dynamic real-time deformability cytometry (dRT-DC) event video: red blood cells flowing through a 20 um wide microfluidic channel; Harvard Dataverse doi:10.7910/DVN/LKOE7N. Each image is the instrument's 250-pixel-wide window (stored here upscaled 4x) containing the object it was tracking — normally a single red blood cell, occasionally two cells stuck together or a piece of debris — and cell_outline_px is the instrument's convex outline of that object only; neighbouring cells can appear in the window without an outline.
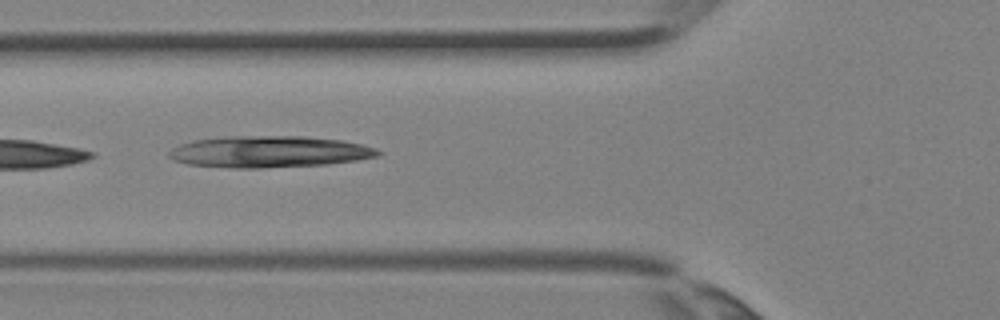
{"species": "Egyptian fruit bat (a non-hibernating species)", "species_latin": "Rousettus aegyptiacus", "temperature_condition": "room temperature", "stored_images_in_passage": 4, "segment_of_instrument_passage": [2, 2], "camera_frame_rate_fps": 3000, "um_per_image_px": 0.085, "animal": {"sex": "female"}, "frame": {"image": 1, "passage_image": 4, "time_ms": 1.0, "image_size_px": [1000, 320], "cell_outline_px": [[384, 152], [376, 156], [356, 160], [324, 164], [260, 168], [232, 168], [188, 164], [172, 160], [168, 156], [168, 152], [172, 148], [180, 144], [196, 140], [232, 136], [304, 136], [340, 140], [360, 144], [376, 148]], "centroid_in_image_um": [22.85, 12.9], "position_along_channel_um": 102.9, "area_um2": 38.21}}